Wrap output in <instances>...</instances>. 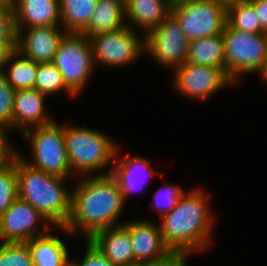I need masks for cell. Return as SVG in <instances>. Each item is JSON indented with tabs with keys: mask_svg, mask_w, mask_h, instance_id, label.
<instances>
[{
	"mask_svg": "<svg viewBox=\"0 0 267 266\" xmlns=\"http://www.w3.org/2000/svg\"><path fill=\"white\" fill-rule=\"evenodd\" d=\"M107 171L76 178L72 190L71 214L65 227H55L66 235L82 233L89 240L96 232L119 224L125 202L117 180ZM81 178V179H80Z\"/></svg>",
	"mask_w": 267,
	"mask_h": 266,
	"instance_id": "6da1fadb",
	"label": "cell"
},
{
	"mask_svg": "<svg viewBox=\"0 0 267 266\" xmlns=\"http://www.w3.org/2000/svg\"><path fill=\"white\" fill-rule=\"evenodd\" d=\"M208 200L203 188L195 186L184 192L176 207L160 218L164 243L174 255L200 254L212 245L215 215Z\"/></svg>",
	"mask_w": 267,
	"mask_h": 266,
	"instance_id": "7a4b0ae2",
	"label": "cell"
},
{
	"mask_svg": "<svg viewBox=\"0 0 267 266\" xmlns=\"http://www.w3.org/2000/svg\"><path fill=\"white\" fill-rule=\"evenodd\" d=\"M18 198L30 203L52 226L65 227L71 214L72 190L63 178L30 166L18 155L15 159Z\"/></svg>",
	"mask_w": 267,
	"mask_h": 266,
	"instance_id": "3957f363",
	"label": "cell"
},
{
	"mask_svg": "<svg viewBox=\"0 0 267 266\" xmlns=\"http://www.w3.org/2000/svg\"><path fill=\"white\" fill-rule=\"evenodd\" d=\"M64 138L71 173L76 178L94 176L106 166L111 168L107 174H111L118 146L113 138L98 129L71 124H64Z\"/></svg>",
	"mask_w": 267,
	"mask_h": 266,
	"instance_id": "277c9868",
	"label": "cell"
},
{
	"mask_svg": "<svg viewBox=\"0 0 267 266\" xmlns=\"http://www.w3.org/2000/svg\"><path fill=\"white\" fill-rule=\"evenodd\" d=\"M225 68L229 78L238 85L244 75H258L267 65V33H247L230 27L223 30Z\"/></svg>",
	"mask_w": 267,
	"mask_h": 266,
	"instance_id": "5b68a950",
	"label": "cell"
},
{
	"mask_svg": "<svg viewBox=\"0 0 267 266\" xmlns=\"http://www.w3.org/2000/svg\"><path fill=\"white\" fill-rule=\"evenodd\" d=\"M29 142L31 160L18 155L30 166L63 178H75L71 173L64 138V123L55 120L46 126L33 127L21 134Z\"/></svg>",
	"mask_w": 267,
	"mask_h": 266,
	"instance_id": "8992f818",
	"label": "cell"
},
{
	"mask_svg": "<svg viewBox=\"0 0 267 266\" xmlns=\"http://www.w3.org/2000/svg\"><path fill=\"white\" fill-rule=\"evenodd\" d=\"M66 88L76 97L88 85L95 63L89 38L67 33L59 43L53 62Z\"/></svg>",
	"mask_w": 267,
	"mask_h": 266,
	"instance_id": "52a82bcc",
	"label": "cell"
},
{
	"mask_svg": "<svg viewBox=\"0 0 267 266\" xmlns=\"http://www.w3.org/2000/svg\"><path fill=\"white\" fill-rule=\"evenodd\" d=\"M171 14L189 41L222 34L227 7L216 0H173Z\"/></svg>",
	"mask_w": 267,
	"mask_h": 266,
	"instance_id": "ba28073f",
	"label": "cell"
},
{
	"mask_svg": "<svg viewBox=\"0 0 267 266\" xmlns=\"http://www.w3.org/2000/svg\"><path fill=\"white\" fill-rule=\"evenodd\" d=\"M125 26L117 31L88 37L92 46L94 63L110 67H121L134 63L145 55V36Z\"/></svg>",
	"mask_w": 267,
	"mask_h": 266,
	"instance_id": "9c48e42d",
	"label": "cell"
},
{
	"mask_svg": "<svg viewBox=\"0 0 267 266\" xmlns=\"http://www.w3.org/2000/svg\"><path fill=\"white\" fill-rule=\"evenodd\" d=\"M189 42L178 21L170 13L145 36V55L164 69L174 70L187 62Z\"/></svg>",
	"mask_w": 267,
	"mask_h": 266,
	"instance_id": "30bf717a",
	"label": "cell"
},
{
	"mask_svg": "<svg viewBox=\"0 0 267 266\" xmlns=\"http://www.w3.org/2000/svg\"><path fill=\"white\" fill-rule=\"evenodd\" d=\"M173 91L192 100H205L235 83L226 73V68L203 66L186 62L172 70Z\"/></svg>",
	"mask_w": 267,
	"mask_h": 266,
	"instance_id": "8fae6325",
	"label": "cell"
},
{
	"mask_svg": "<svg viewBox=\"0 0 267 266\" xmlns=\"http://www.w3.org/2000/svg\"><path fill=\"white\" fill-rule=\"evenodd\" d=\"M51 228L53 226L30 203L17 198L0 216V242H27Z\"/></svg>",
	"mask_w": 267,
	"mask_h": 266,
	"instance_id": "7c38bea8",
	"label": "cell"
},
{
	"mask_svg": "<svg viewBox=\"0 0 267 266\" xmlns=\"http://www.w3.org/2000/svg\"><path fill=\"white\" fill-rule=\"evenodd\" d=\"M123 223L129 229L132 251L139 266H157L175 256L164 243L157 221L135 218Z\"/></svg>",
	"mask_w": 267,
	"mask_h": 266,
	"instance_id": "4fadbf2b",
	"label": "cell"
},
{
	"mask_svg": "<svg viewBox=\"0 0 267 266\" xmlns=\"http://www.w3.org/2000/svg\"><path fill=\"white\" fill-rule=\"evenodd\" d=\"M17 50L36 63H52L67 32L61 25L17 28Z\"/></svg>",
	"mask_w": 267,
	"mask_h": 266,
	"instance_id": "5bb4252c",
	"label": "cell"
},
{
	"mask_svg": "<svg viewBox=\"0 0 267 266\" xmlns=\"http://www.w3.org/2000/svg\"><path fill=\"white\" fill-rule=\"evenodd\" d=\"M119 145L116 148L111 175L117 180L124 202L127 203L130 195L143 189L142 185H145L143 180L147 177L150 179L156 174V171L151 166V162L142 156L129 157L127 154L121 157V146Z\"/></svg>",
	"mask_w": 267,
	"mask_h": 266,
	"instance_id": "9a60e30c",
	"label": "cell"
},
{
	"mask_svg": "<svg viewBox=\"0 0 267 266\" xmlns=\"http://www.w3.org/2000/svg\"><path fill=\"white\" fill-rule=\"evenodd\" d=\"M46 94L36 89L17 90L14 98V130L23 133L28 129L46 126L56 119L45 109Z\"/></svg>",
	"mask_w": 267,
	"mask_h": 266,
	"instance_id": "2e32d148",
	"label": "cell"
},
{
	"mask_svg": "<svg viewBox=\"0 0 267 266\" xmlns=\"http://www.w3.org/2000/svg\"><path fill=\"white\" fill-rule=\"evenodd\" d=\"M89 240L114 266H139L132 251L129 229L124 224L100 230Z\"/></svg>",
	"mask_w": 267,
	"mask_h": 266,
	"instance_id": "e0dca14e",
	"label": "cell"
},
{
	"mask_svg": "<svg viewBox=\"0 0 267 266\" xmlns=\"http://www.w3.org/2000/svg\"><path fill=\"white\" fill-rule=\"evenodd\" d=\"M173 0H130L125 5L126 24L143 36L155 29L170 13Z\"/></svg>",
	"mask_w": 267,
	"mask_h": 266,
	"instance_id": "ac0fdd59",
	"label": "cell"
},
{
	"mask_svg": "<svg viewBox=\"0 0 267 266\" xmlns=\"http://www.w3.org/2000/svg\"><path fill=\"white\" fill-rule=\"evenodd\" d=\"M16 28L61 25L59 0H16Z\"/></svg>",
	"mask_w": 267,
	"mask_h": 266,
	"instance_id": "d6986e66",
	"label": "cell"
},
{
	"mask_svg": "<svg viewBox=\"0 0 267 266\" xmlns=\"http://www.w3.org/2000/svg\"><path fill=\"white\" fill-rule=\"evenodd\" d=\"M37 236L27 244L31 250L34 266H67L70 264L69 251L61 237L52 233Z\"/></svg>",
	"mask_w": 267,
	"mask_h": 266,
	"instance_id": "ffe728a7",
	"label": "cell"
},
{
	"mask_svg": "<svg viewBox=\"0 0 267 266\" xmlns=\"http://www.w3.org/2000/svg\"><path fill=\"white\" fill-rule=\"evenodd\" d=\"M127 26L125 6L118 0H98L87 27L80 33L87 37L117 31Z\"/></svg>",
	"mask_w": 267,
	"mask_h": 266,
	"instance_id": "44dd1931",
	"label": "cell"
},
{
	"mask_svg": "<svg viewBox=\"0 0 267 266\" xmlns=\"http://www.w3.org/2000/svg\"><path fill=\"white\" fill-rule=\"evenodd\" d=\"M187 62L203 66L225 68L223 34L190 41Z\"/></svg>",
	"mask_w": 267,
	"mask_h": 266,
	"instance_id": "7402d4cb",
	"label": "cell"
},
{
	"mask_svg": "<svg viewBox=\"0 0 267 266\" xmlns=\"http://www.w3.org/2000/svg\"><path fill=\"white\" fill-rule=\"evenodd\" d=\"M37 70L38 63L26 58L16 49L9 55L2 72L4 73L7 82L15 91H17L34 89Z\"/></svg>",
	"mask_w": 267,
	"mask_h": 266,
	"instance_id": "603a6c76",
	"label": "cell"
},
{
	"mask_svg": "<svg viewBox=\"0 0 267 266\" xmlns=\"http://www.w3.org/2000/svg\"><path fill=\"white\" fill-rule=\"evenodd\" d=\"M98 0H59L61 27L80 34L89 24Z\"/></svg>",
	"mask_w": 267,
	"mask_h": 266,
	"instance_id": "cb8c5ba5",
	"label": "cell"
},
{
	"mask_svg": "<svg viewBox=\"0 0 267 266\" xmlns=\"http://www.w3.org/2000/svg\"><path fill=\"white\" fill-rule=\"evenodd\" d=\"M227 24L247 33H266L261 28L254 6L248 0L227 7Z\"/></svg>",
	"mask_w": 267,
	"mask_h": 266,
	"instance_id": "d4e9b609",
	"label": "cell"
},
{
	"mask_svg": "<svg viewBox=\"0 0 267 266\" xmlns=\"http://www.w3.org/2000/svg\"><path fill=\"white\" fill-rule=\"evenodd\" d=\"M34 89L46 94L47 96L65 92L68 97L75 98V96L64 85L61 73L53 63L38 64Z\"/></svg>",
	"mask_w": 267,
	"mask_h": 266,
	"instance_id": "484cf974",
	"label": "cell"
},
{
	"mask_svg": "<svg viewBox=\"0 0 267 266\" xmlns=\"http://www.w3.org/2000/svg\"><path fill=\"white\" fill-rule=\"evenodd\" d=\"M0 266H34L27 242H0Z\"/></svg>",
	"mask_w": 267,
	"mask_h": 266,
	"instance_id": "4316f807",
	"label": "cell"
},
{
	"mask_svg": "<svg viewBox=\"0 0 267 266\" xmlns=\"http://www.w3.org/2000/svg\"><path fill=\"white\" fill-rule=\"evenodd\" d=\"M18 198L17 174L15 160L11 164L0 168V216Z\"/></svg>",
	"mask_w": 267,
	"mask_h": 266,
	"instance_id": "83f0119b",
	"label": "cell"
},
{
	"mask_svg": "<svg viewBox=\"0 0 267 266\" xmlns=\"http://www.w3.org/2000/svg\"><path fill=\"white\" fill-rule=\"evenodd\" d=\"M184 190L177 184L164 183L163 186L158 188L154 195L153 200L150 202L152 210H157L160 217L173 210Z\"/></svg>",
	"mask_w": 267,
	"mask_h": 266,
	"instance_id": "f1b7e54d",
	"label": "cell"
},
{
	"mask_svg": "<svg viewBox=\"0 0 267 266\" xmlns=\"http://www.w3.org/2000/svg\"><path fill=\"white\" fill-rule=\"evenodd\" d=\"M16 91L0 71V124L14 130V98Z\"/></svg>",
	"mask_w": 267,
	"mask_h": 266,
	"instance_id": "f546056e",
	"label": "cell"
},
{
	"mask_svg": "<svg viewBox=\"0 0 267 266\" xmlns=\"http://www.w3.org/2000/svg\"><path fill=\"white\" fill-rule=\"evenodd\" d=\"M17 36L14 9L0 7V43H6L16 50Z\"/></svg>",
	"mask_w": 267,
	"mask_h": 266,
	"instance_id": "4dcf8cb0",
	"label": "cell"
},
{
	"mask_svg": "<svg viewBox=\"0 0 267 266\" xmlns=\"http://www.w3.org/2000/svg\"><path fill=\"white\" fill-rule=\"evenodd\" d=\"M85 246L84 257L80 261L70 258L72 266H114L90 240H85Z\"/></svg>",
	"mask_w": 267,
	"mask_h": 266,
	"instance_id": "1f68e13d",
	"label": "cell"
},
{
	"mask_svg": "<svg viewBox=\"0 0 267 266\" xmlns=\"http://www.w3.org/2000/svg\"><path fill=\"white\" fill-rule=\"evenodd\" d=\"M11 129L0 124V168H3L16 159L19 149L15 148L8 141V133ZM17 149V150H15Z\"/></svg>",
	"mask_w": 267,
	"mask_h": 266,
	"instance_id": "d6a6232c",
	"label": "cell"
},
{
	"mask_svg": "<svg viewBox=\"0 0 267 266\" xmlns=\"http://www.w3.org/2000/svg\"><path fill=\"white\" fill-rule=\"evenodd\" d=\"M255 9L261 28L267 33V0H248Z\"/></svg>",
	"mask_w": 267,
	"mask_h": 266,
	"instance_id": "836d02e7",
	"label": "cell"
},
{
	"mask_svg": "<svg viewBox=\"0 0 267 266\" xmlns=\"http://www.w3.org/2000/svg\"><path fill=\"white\" fill-rule=\"evenodd\" d=\"M14 51V49L6 44L0 43V71L3 70L4 65L6 64L9 55Z\"/></svg>",
	"mask_w": 267,
	"mask_h": 266,
	"instance_id": "e575fe53",
	"label": "cell"
},
{
	"mask_svg": "<svg viewBox=\"0 0 267 266\" xmlns=\"http://www.w3.org/2000/svg\"><path fill=\"white\" fill-rule=\"evenodd\" d=\"M190 256H174L170 261L157 266H188L187 259Z\"/></svg>",
	"mask_w": 267,
	"mask_h": 266,
	"instance_id": "d590c367",
	"label": "cell"
},
{
	"mask_svg": "<svg viewBox=\"0 0 267 266\" xmlns=\"http://www.w3.org/2000/svg\"><path fill=\"white\" fill-rule=\"evenodd\" d=\"M16 0H0V7L13 8Z\"/></svg>",
	"mask_w": 267,
	"mask_h": 266,
	"instance_id": "8d00e7d4",
	"label": "cell"
},
{
	"mask_svg": "<svg viewBox=\"0 0 267 266\" xmlns=\"http://www.w3.org/2000/svg\"><path fill=\"white\" fill-rule=\"evenodd\" d=\"M216 1L228 7L231 4L246 1V0H216Z\"/></svg>",
	"mask_w": 267,
	"mask_h": 266,
	"instance_id": "74e56055",
	"label": "cell"
},
{
	"mask_svg": "<svg viewBox=\"0 0 267 266\" xmlns=\"http://www.w3.org/2000/svg\"><path fill=\"white\" fill-rule=\"evenodd\" d=\"M259 77L263 80L264 84L267 86V65L264 70L259 74Z\"/></svg>",
	"mask_w": 267,
	"mask_h": 266,
	"instance_id": "f35d334b",
	"label": "cell"
},
{
	"mask_svg": "<svg viewBox=\"0 0 267 266\" xmlns=\"http://www.w3.org/2000/svg\"><path fill=\"white\" fill-rule=\"evenodd\" d=\"M118 1L125 6L130 0H118Z\"/></svg>",
	"mask_w": 267,
	"mask_h": 266,
	"instance_id": "ab89813d",
	"label": "cell"
}]
</instances>
